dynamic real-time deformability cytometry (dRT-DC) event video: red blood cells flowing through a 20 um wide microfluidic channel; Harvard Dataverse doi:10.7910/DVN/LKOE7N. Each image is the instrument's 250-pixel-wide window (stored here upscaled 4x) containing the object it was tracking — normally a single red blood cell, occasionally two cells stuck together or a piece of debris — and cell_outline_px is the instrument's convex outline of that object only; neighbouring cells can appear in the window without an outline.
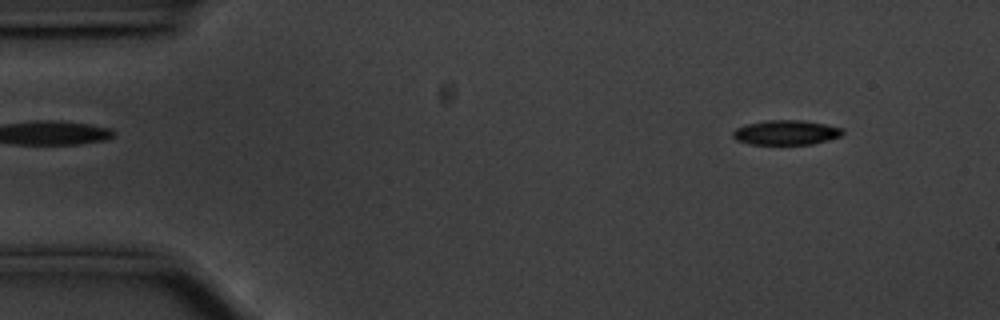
{"species": "common noctule bat (a hibernating species)", "species_latin": "Nyctalus noctula", "temperature_condition": "cold", "stored_images_in_passage": 55, "camera_frame_rate_fps": 3000, "um_per_image_px": 0.085, "animal": {"sex": "male", "body_mass_g": 20.1, "forearm_length_mm": 53.5}, "frame": {"image": 1, "passage_image": 5, "time_ms": 1.333, "image_size_px": [1000, 320], "cell_outline_px": [[844, 132], [840, 136], [828, 140], [812, 144], [748, 144], [736, 140], [732, 136], [732, 132], [736, 128], [744, 124], [768, 120], [804, 120], [844, 128]], "centroid_in_image_um": [66.79, 11.26], "position_along_channel_um": 18.2, "area_um2": 15.9}}
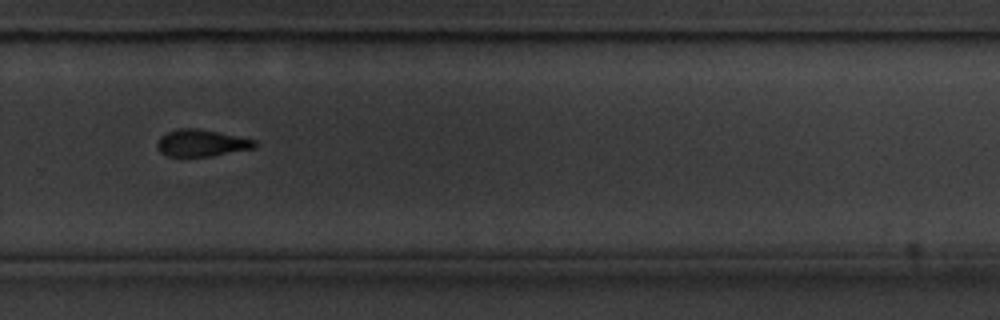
{"frame": {"image": 2, "passage_image": 37, "time_ms": 12.0, "image_size_px": [1000, 320], "cell_outline_px": [[256, 144], [252, 148], [212, 156], [168, 156], [160, 152], [156, 148], [156, 144], [160, 136], [176, 128], [196, 128], [256, 140]], "centroid_in_image_um": [17.05, 12.15], "position_along_channel_um": 312.7, "area_um2": 15.09}}
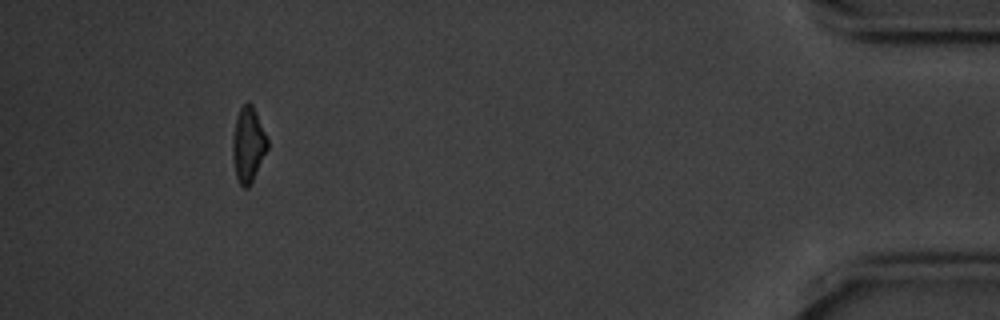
{"frame": {"image": 3, "passage_image": 51, "time_ms": 16.667, "image_size_px": [1000, 320], "cell_outline_px": [[268, 148], [252, 184], [248, 188], [244, 188], [240, 184], [236, 176], [232, 156], [232, 136], [236, 116], [240, 108], [248, 100], [252, 104], [256, 112], [268, 140]], "centroid_in_image_um": [21.09, 12.31], "position_along_channel_um": 414.1, "area_um2": 15.49}, "authors_computed_cell_mechanics": {"area_um2": 16.2418, "velocity_mm_per_s": 3.5668, "shape_relaxation_time_tau1_ms": 3.7481, "shape_relaxation_time_tau2_ms": null, "deformation_change_tau1": 0.1159, "deformation_change_tau2": null}}